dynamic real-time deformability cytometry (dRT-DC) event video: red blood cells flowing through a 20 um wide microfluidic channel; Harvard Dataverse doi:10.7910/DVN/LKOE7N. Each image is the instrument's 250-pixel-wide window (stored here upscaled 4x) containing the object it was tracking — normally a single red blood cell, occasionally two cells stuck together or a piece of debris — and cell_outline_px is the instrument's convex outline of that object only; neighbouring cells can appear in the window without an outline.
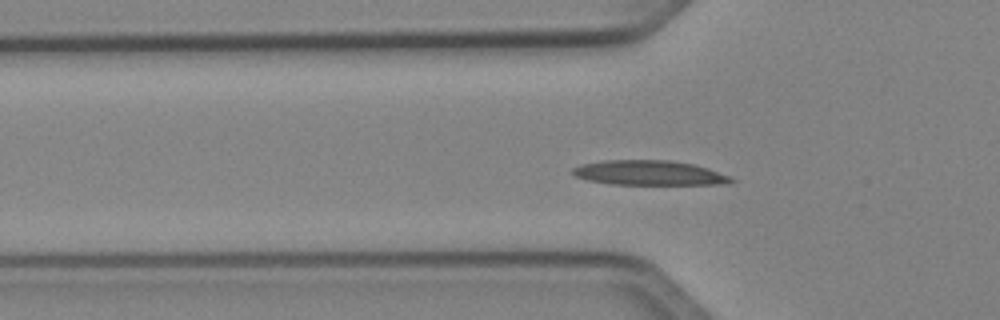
{"species": "Egyptian fruit bat (a non-hibernating species)", "species_latin": "Rousettus aegyptiacus", "temperature_condition": "cold", "stored_images_in_passage": 42, "camera_frame_rate_fps": 3000, "um_per_image_px": 0.085, "animal": {"sex": "female"}, "frame": {"image": 1, "passage_image": 7, "time_ms": 2.0, "image_size_px": [1000, 320], "cell_outline_px": [[736, 180], [728, 184], [612, 184], [588, 180], [576, 176], [568, 172], [572, 168], [580, 164], [604, 160], [668, 160], [696, 164], [732, 176]], "centroid_in_image_um": [55.19, 14.69], "position_along_channel_um": 70.6, "area_um2": 23.06}}
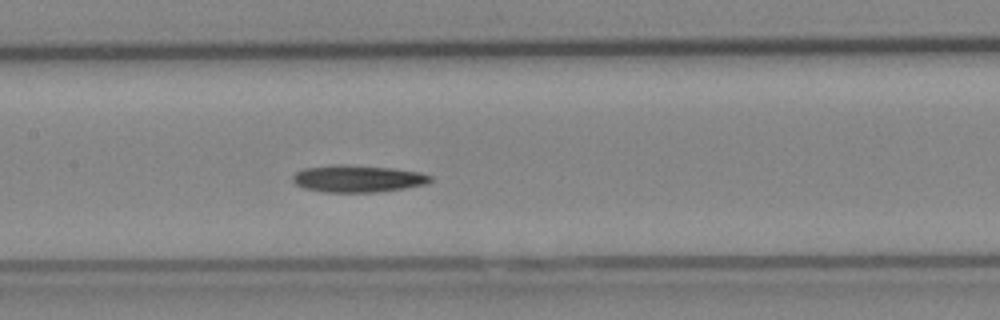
{"frame": {"image": 2, "passage_image": 15, "time_ms": 4.667, "image_size_px": [1000, 320], "cell_outline_px": [[432, 180], [424, 184], [404, 188], [376, 192], [324, 192], [304, 188], [296, 184], [292, 180], [292, 176], [296, 172], [304, 168], [336, 164], [344, 164], [392, 168], [420, 172], [432, 176]], "centroid_in_image_um": [30.38, 15.18], "position_along_channel_um": 177.0, "area_um2": 21.68}}
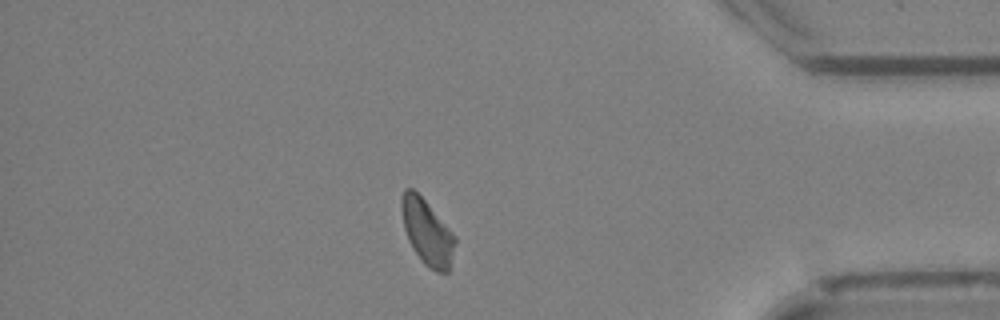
{"frame": {"image": 3, "passage_image": 34, "time_ms": 11.0, "image_size_px": [1000, 320], "cell_outline_px": [[456, 240], [448, 272], [436, 272], [428, 268], [424, 264], [408, 240], [404, 228], [400, 204], [404, 188], [412, 188], [424, 200], [456, 236]], "centroid_in_image_um": [36.29, 19.74], "position_along_channel_um": 398.9, "area_um2": 20.06}}